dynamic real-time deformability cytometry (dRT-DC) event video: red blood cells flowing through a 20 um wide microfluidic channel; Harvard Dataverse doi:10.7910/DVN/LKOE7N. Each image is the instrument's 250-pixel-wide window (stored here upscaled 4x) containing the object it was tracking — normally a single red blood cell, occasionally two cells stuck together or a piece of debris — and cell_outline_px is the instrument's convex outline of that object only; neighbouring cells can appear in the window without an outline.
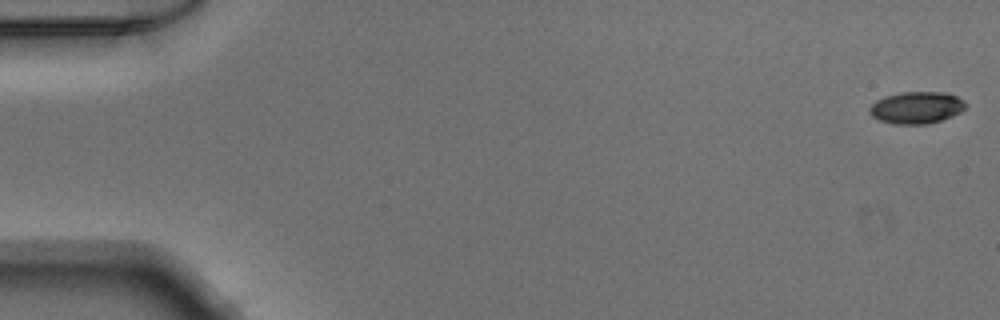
{"species": "Egyptian fruit bat (a non-hibernating species)", "species_latin": "Rousettus aegyptiacus", "temperature_condition": "warm", "stored_images_in_passage": 11, "camera_frame_rate_fps": 3000, "um_per_image_px": 0.085, "animal": {"sex": "male"}, "frame": {"image": 1, "passage_image": 1, "time_ms": 0.0, "image_size_px": [1000, 320], "cell_outline_px": [[964, 108], [960, 112], [952, 116], [940, 120], [924, 124], [892, 124], [880, 120], [872, 116], [868, 112], [868, 108], [876, 100], [884, 96], [900, 92], [944, 92], [956, 96], [964, 100]], "centroid_in_image_um": [77.85, 9.14], "position_along_channel_um": 7.1, "area_um2": 17.86}}